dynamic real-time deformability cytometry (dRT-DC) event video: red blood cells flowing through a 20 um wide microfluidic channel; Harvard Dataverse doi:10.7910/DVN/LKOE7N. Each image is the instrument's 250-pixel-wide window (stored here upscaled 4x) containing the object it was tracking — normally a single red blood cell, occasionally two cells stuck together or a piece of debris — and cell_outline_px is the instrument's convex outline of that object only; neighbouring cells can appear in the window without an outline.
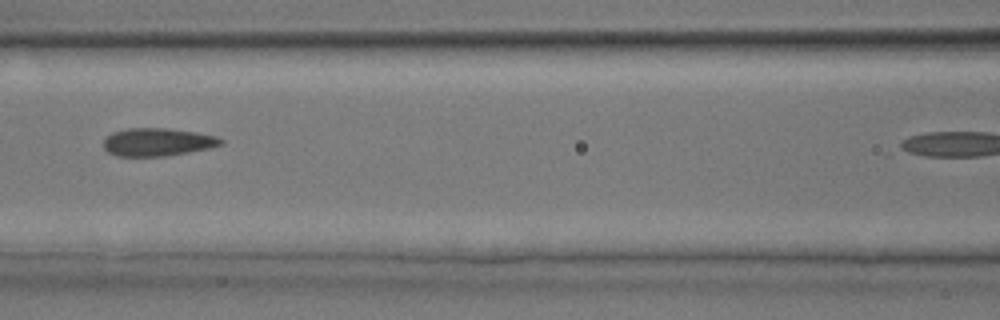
{"species": "common noctule bat (a hibernating species)", "species_latin": "Nyctalus noctula", "temperature_condition": "room temperature", "stored_images_in_passage": 22, "camera_frame_rate_fps": 3000, "um_per_image_px": 0.085, "animal": {"sex": "male", "body_mass_g": 17.9, "forearm_length_mm": 54.2}, "frame": {"image": 1, "passage_image": 13, "time_ms": 4.0, "image_size_px": [1000, 320], "cell_outline_px": [[224, 144], [208, 148], [168, 156], [116, 156], [108, 152], [104, 148], [104, 140], [112, 132], [128, 128], [168, 128], [196, 132], [216, 136], [224, 140]], "centroid_in_image_um": [13.4, 12.07], "position_along_channel_um": 153.2, "area_um2": 19.13}}